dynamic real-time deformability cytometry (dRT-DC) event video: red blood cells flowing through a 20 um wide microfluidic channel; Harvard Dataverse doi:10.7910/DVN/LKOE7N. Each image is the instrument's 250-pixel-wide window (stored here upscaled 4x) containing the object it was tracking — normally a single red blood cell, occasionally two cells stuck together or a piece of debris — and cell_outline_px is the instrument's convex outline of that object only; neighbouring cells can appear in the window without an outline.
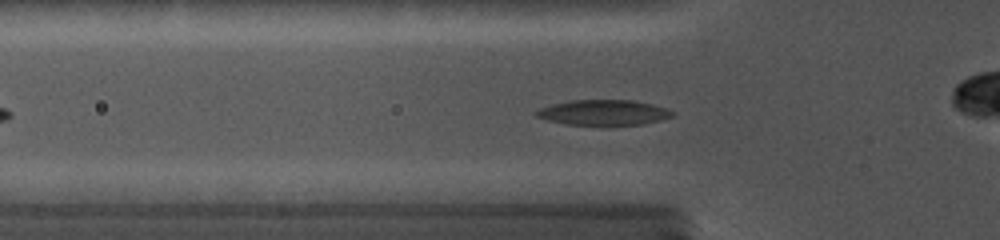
{"species": "common noctule bat (a hibernating species)", "species_latin": "Nyctalus noctula", "temperature_condition": "cold", "stored_images_in_passage": 23, "camera_frame_rate_fps": 5000, "um_per_image_px": 0.085, "animal": {"sex": "female", "body_mass_g": 19.0, "forearm_length_mm": 56.7}, "frame": {"image": 1, "passage_image": 6, "time_ms": 3.0, "image_size_px": [1000, 240], "cell_outline_px": [[676, 116], [644, 124], [564, 124], [548, 120], [536, 116], [532, 112], [540, 108], [572, 100], [632, 100], [652, 104], [668, 108], [676, 112]], "centroid_in_image_um": [51.36, 9.55], "position_along_channel_um": 74.4, "area_um2": 19.94}}
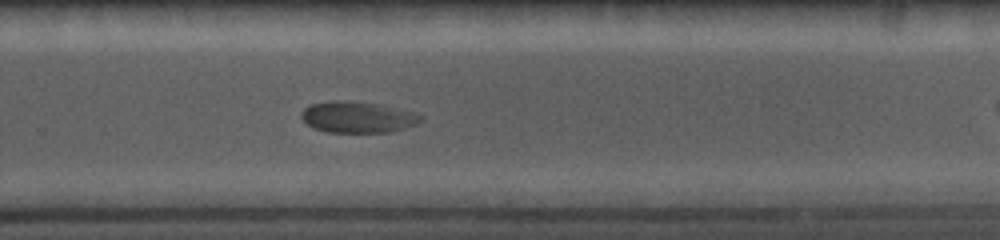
{"frame": {"image": 2, "passage_image": 16, "time_ms": 9.0, "image_size_px": [1000, 240], "cell_outline_px": [[424, 120], [416, 124], [392, 132], [328, 132], [312, 128], [300, 116], [300, 112], [304, 108], [312, 104], [336, 100], [372, 104], [416, 112], [424, 116]], "centroid_in_image_um": [30.41, 9.98], "position_along_channel_um": 299.4, "area_um2": 21.44}}
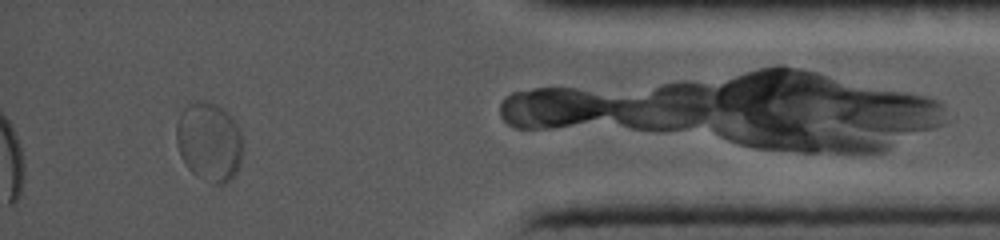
{"frame": {"image": 3, "passage_image": 21, "time_ms": 12.8, "image_size_px": [1000, 240], "cell_outline_px": [[240, 164], [236, 172], [224, 184], [216, 184], [196, 176], [188, 168], [180, 156], [176, 144], [176, 124], [180, 112], [188, 104], [200, 100], [216, 104], [236, 124], [240, 132]], "centroid_in_image_um": [17.71, 12.06], "position_along_channel_um": 417.5, "area_um2": 30.11}}